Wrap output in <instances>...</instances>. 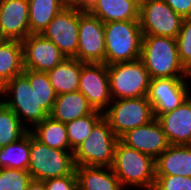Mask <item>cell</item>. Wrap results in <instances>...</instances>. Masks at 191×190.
Here are the masks:
<instances>
[{"label": "cell", "instance_id": "cell-1", "mask_svg": "<svg viewBox=\"0 0 191 190\" xmlns=\"http://www.w3.org/2000/svg\"><path fill=\"white\" fill-rule=\"evenodd\" d=\"M140 59L151 79L191 77L179 59L174 38L143 35Z\"/></svg>", "mask_w": 191, "mask_h": 190}, {"label": "cell", "instance_id": "cell-2", "mask_svg": "<svg viewBox=\"0 0 191 190\" xmlns=\"http://www.w3.org/2000/svg\"><path fill=\"white\" fill-rule=\"evenodd\" d=\"M120 180L121 185L140 186L145 190H153L156 180L155 159L134 148L117 142L114 162L111 167Z\"/></svg>", "mask_w": 191, "mask_h": 190}, {"label": "cell", "instance_id": "cell-3", "mask_svg": "<svg viewBox=\"0 0 191 190\" xmlns=\"http://www.w3.org/2000/svg\"><path fill=\"white\" fill-rule=\"evenodd\" d=\"M104 32L106 65L140 59L143 34L139 20L104 23Z\"/></svg>", "mask_w": 191, "mask_h": 190}, {"label": "cell", "instance_id": "cell-4", "mask_svg": "<svg viewBox=\"0 0 191 190\" xmlns=\"http://www.w3.org/2000/svg\"><path fill=\"white\" fill-rule=\"evenodd\" d=\"M74 151L52 149L30 133V159L27 171L32 180L45 181L75 172Z\"/></svg>", "mask_w": 191, "mask_h": 190}, {"label": "cell", "instance_id": "cell-5", "mask_svg": "<svg viewBox=\"0 0 191 190\" xmlns=\"http://www.w3.org/2000/svg\"><path fill=\"white\" fill-rule=\"evenodd\" d=\"M119 138L102 118L91 134L74 150L75 166L112 167Z\"/></svg>", "mask_w": 191, "mask_h": 190}, {"label": "cell", "instance_id": "cell-6", "mask_svg": "<svg viewBox=\"0 0 191 190\" xmlns=\"http://www.w3.org/2000/svg\"><path fill=\"white\" fill-rule=\"evenodd\" d=\"M113 100L148 95L150 75L141 59L107 65Z\"/></svg>", "mask_w": 191, "mask_h": 190}, {"label": "cell", "instance_id": "cell-7", "mask_svg": "<svg viewBox=\"0 0 191 190\" xmlns=\"http://www.w3.org/2000/svg\"><path fill=\"white\" fill-rule=\"evenodd\" d=\"M112 102L114 104L103 112V118L118 138L155 118L147 96L115 99Z\"/></svg>", "mask_w": 191, "mask_h": 190}, {"label": "cell", "instance_id": "cell-8", "mask_svg": "<svg viewBox=\"0 0 191 190\" xmlns=\"http://www.w3.org/2000/svg\"><path fill=\"white\" fill-rule=\"evenodd\" d=\"M75 59L84 63H105L104 23L80 6L78 48Z\"/></svg>", "mask_w": 191, "mask_h": 190}, {"label": "cell", "instance_id": "cell-9", "mask_svg": "<svg viewBox=\"0 0 191 190\" xmlns=\"http://www.w3.org/2000/svg\"><path fill=\"white\" fill-rule=\"evenodd\" d=\"M183 18L164 0H150L140 6L139 22L143 35L176 39Z\"/></svg>", "mask_w": 191, "mask_h": 190}, {"label": "cell", "instance_id": "cell-10", "mask_svg": "<svg viewBox=\"0 0 191 190\" xmlns=\"http://www.w3.org/2000/svg\"><path fill=\"white\" fill-rule=\"evenodd\" d=\"M13 93L11 100H5L3 103L9 107L22 120L28 119L32 125L41 123L49 114L38 104L37 96L32 90L29 79L22 73L15 76L4 84L2 95Z\"/></svg>", "mask_w": 191, "mask_h": 190}, {"label": "cell", "instance_id": "cell-11", "mask_svg": "<svg viewBox=\"0 0 191 190\" xmlns=\"http://www.w3.org/2000/svg\"><path fill=\"white\" fill-rule=\"evenodd\" d=\"M79 6L64 7L42 35L51 40L67 58H75L78 48Z\"/></svg>", "mask_w": 191, "mask_h": 190}, {"label": "cell", "instance_id": "cell-12", "mask_svg": "<svg viewBox=\"0 0 191 190\" xmlns=\"http://www.w3.org/2000/svg\"><path fill=\"white\" fill-rule=\"evenodd\" d=\"M78 91L84 95L94 110L104 112L113 99L110 93L107 65L85 63L81 67Z\"/></svg>", "mask_w": 191, "mask_h": 190}, {"label": "cell", "instance_id": "cell-13", "mask_svg": "<svg viewBox=\"0 0 191 190\" xmlns=\"http://www.w3.org/2000/svg\"><path fill=\"white\" fill-rule=\"evenodd\" d=\"M184 78H155L150 80L148 101L152 105L154 117L173 111L188 97V86Z\"/></svg>", "mask_w": 191, "mask_h": 190}, {"label": "cell", "instance_id": "cell-14", "mask_svg": "<svg viewBox=\"0 0 191 190\" xmlns=\"http://www.w3.org/2000/svg\"><path fill=\"white\" fill-rule=\"evenodd\" d=\"M24 69L48 72L67 58L42 34H30L22 42Z\"/></svg>", "mask_w": 191, "mask_h": 190}, {"label": "cell", "instance_id": "cell-15", "mask_svg": "<svg viewBox=\"0 0 191 190\" xmlns=\"http://www.w3.org/2000/svg\"><path fill=\"white\" fill-rule=\"evenodd\" d=\"M119 140L126 146L147 154L154 159L170 146L157 118L145 125L127 131Z\"/></svg>", "mask_w": 191, "mask_h": 190}, {"label": "cell", "instance_id": "cell-16", "mask_svg": "<svg viewBox=\"0 0 191 190\" xmlns=\"http://www.w3.org/2000/svg\"><path fill=\"white\" fill-rule=\"evenodd\" d=\"M0 33L20 42L30 35L28 0H0Z\"/></svg>", "mask_w": 191, "mask_h": 190}, {"label": "cell", "instance_id": "cell-17", "mask_svg": "<svg viewBox=\"0 0 191 190\" xmlns=\"http://www.w3.org/2000/svg\"><path fill=\"white\" fill-rule=\"evenodd\" d=\"M157 120L170 145H191V97L173 111L161 114Z\"/></svg>", "mask_w": 191, "mask_h": 190}, {"label": "cell", "instance_id": "cell-18", "mask_svg": "<svg viewBox=\"0 0 191 190\" xmlns=\"http://www.w3.org/2000/svg\"><path fill=\"white\" fill-rule=\"evenodd\" d=\"M85 8L103 23L139 20L140 6L134 0H91Z\"/></svg>", "mask_w": 191, "mask_h": 190}, {"label": "cell", "instance_id": "cell-19", "mask_svg": "<svg viewBox=\"0 0 191 190\" xmlns=\"http://www.w3.org/2000/svg\"><path fill=\"white\" fill-rule=\"evenodd\" d=\"M156 175L191 177V145H170L155 159Z\"/></svg>", "mask_w": 191, "mask_h": 190}, {"label": "cell", "instance_id": "cell-20", "mask_svg": "<svg viewBox=\"0 0 191 190\" xmlns=\"http://www.w3.org/2000/svg\"><path fill=\"white\" fill-rule=\"evenodd\" d=\"M94 109L84 95L77 91L56 95L51 113L54 120L64 124L91 114Z\"/></svg>", "mask_w": 191, "mask_h": 190}, {"label": "cell", "instance_id": "cell-21", "mask_svg": "<svg viewBox=\"0 0 191 190\" xmlns=\"http://www.w3.org/2000/svg\"><path fill=\"white\" fill-rule=\"evenodd\" d=\"M75 172L78 179V190L123 189L111 167L76 166Z\"/></svg>", "mask_w": 191, "mask_h": 190}, {"label": "cell", "instance_id": "cell-22", "mask_svg": "<svg viewBox=\"0 0 191 190\" xmlns=\"http://www.w3.org/2000/svg\"><path fill=\"white\" fill-rule=\"evenodd\" d=\"M84 64L75 58H65L52 70L46 72L56 95L78 90L81 67Z\"/></svg>", "mask_w": 191, "mask_h": 190}, {"label": "cell", "instance_id": "cell-23", "mask_svg": "<svg viewBox=\"0 0 191 190\" xmlns=\"http://www.w3.org/2000/svg\"><path fill=\"white\" fill-rule=\"evenodd\" d=\"M35 131L29 132L40 142L52 149L73 151L69 146L66 125L52 117H46L41 123L35 125Z\"/></svg>", "mask_w": 191, "mask_h": 190}, {"label": "cell", "instance_id": "cell-24", "mask_svg": "<svg viewBox=\"0 0 191 190\" xmlns=\"http://www.w3.org/2000/svg\"><path fill=\"white\" fill-rule=\"evenodd\" d=\"M30 34H42L53 18L67 5L63 0H28Z\"/></svg>", "mask_w": 191, "mask_h": 190}, {"label": "cell", "instance_id": "cell-25", "mask_svg": "<svg viewBox=\"0 0 191 190\" xmlns=\"http://www.w3.org/2000/svg\"><path fill=\"white\" fill-rule=\"evenodd\" d=\"M24 72L22 43L4 40L0 44V81L5 84Z\"/></svg>", "mask_w": 191, "mask_h": 190}, {"label": "cell", "instance_id": "cell-26", "mask_svg": "<svg viewBox=\"0 0 191 190\" xmlns=\"http://www.w3.org/2000/svg\"><path fill=\"white\" fill-rule=\"evenodd\" d=\"M30 159V132L19 141L0 148V168L28 169Z\"/></svg>", "mask_w": 191, "mask_h": 190}, {"label": "cell", "instance_id": "cell-27", "mask_svg": "<svg viewBox=\"0 0 191 190\" xmlns=\"http://www.w3.org/2000/svg\"><path fill=\"white\" fill-rule=\"evenodd\" d=\"M4 103L0 106V148L19 141L30 129Z\"/></svg>", "mask_w": 191, "mask_h": 190}, {"label": "cell", "instance_id": "cell-28", "mask_svg": "<svg viewBox=\"0 0 191 190\" xmlns=\"http://www.w3.org/2000/svg\"><path fill=\"white\" fill-rule=\"evenodd\" d=\"M23 74L29 79L30 86L37 96L39 106L50 114L56 100V93L50 84L47 73L24 69Z\"/></svg>", "mask_w": 191, "mask_h": 190}, {"label": "cell", "instance_id": "cell-29", "mask_svg": "<svg viewBox=\"0 0 191 190\" xmlns=\"http://www.w3.org/2000/svg\"><path fill=\"white\" fill-rule=\"evenodd\" d=\"M103 118V112L94 110L91 114L66 123L70 148L74 151L91 134L94 126Z\"/></svg>", "mask_w": 191, "mask_h": 190}, {"label": "cell", "instance_id": "cell-30", "mask_svg": "<svg viewBox=\"0 0 191 190\" xmlns=\"http://www.w3.org/2000/svg\"><path fill=\"white\" fill-rule=\"evenodd\" d=\"M31 181L26 170L0 168V190H27Z\"/></svg>", "mask_w": 191, "mask_h": 190}, {"label": "cell", "instance_id": "cell-31", "mask_svg": "<svg viewBox=\"0 0 191 190\" xmlns=\"http://www.w3.org/2000/svg\"><path fill=\"white\" fill-rule=\"evenodd\" d=\"M176 42L179 59L184 68L191 74V18L183 19Z\"/></svg>", "mask_w": 191, "mask_h": 190}, {"label": "cell", "instance_id": "cell-32", "mask_svg": "<svg viewBox=\"0 0 191 190\" xmlns=\"http://www.w3.org/2000/svg\"><path fill=\"white\" fill-rule=\"evenodd\" d=\"M153 190H191V177L156 175Z\"/></svg>", "mask_w": 191, "mask_h": 190}, {"label": "cell", "instance_id": "cell-33", "mask_svg": "<svg viewBox=\"0 0 191 190\" xmlns=\"http://www.w3.org/2000/svg\"><path fill=\"white\" fill-rule=\"evenodd\" d=\"M43 182L46 190H78V179L76 172L63 177L51 178Z\"/></svg>", "mask_w": 191, "mask_h": 190}, {"label": "cell", "instance_id": "cell-34", "mask_svg": "<svg viewBox=\"0 0 191 190\" xmlns=\"http://www.w3.org/2000/svg\"><path fill=\"white\" fill-rule=\"evenodd\" d=\"M183 19L191 18V0H164Z\"/></svg>", "mask_w": 191, "mask_h": 190}, {"label": "cell", "instance_id": "cell-35", "mask_svg": "<svg viewBox=\"0 0 191 190\" xmlns=\"http://www.w3.org/2000/svg\"><path fill=\"white\" fill-rule=\"evenodd\" d=\"M63 2L68 6H80L85 8L91 0H63Z\"/></svg>", "mask_w": 191, "mask_h": 190}, {"label": "cell", "instance_id": "cell-36", "mask_svg": "<svg viewBox=\"0 0 191 190\" xmlns=\"http://www.w3.org/2000/svg\"><path fill=\"white\" fill-rule=\"evenodd\" d=\"M27 190H46V188L43 181L32 180L29 183Z\"/></svg>", "mask_w": 191, "mask_h": 190}, {"label": "cell", "instance_id": "cell-37", "mask_svg": "<svg viewBox=\"0 0 191 190\" xmlns=\"http://www.w3.org/2000/svg\"><path fill=\"white\" fill-rule=\"evenodd\" d=\"M139 6H141L142 4L150 1V0H134Z\"/></svg>", "mask_w": 191, "mask_h": 190}, {"label": "cell", "instance_id": "cell-38", "mask_svg": "<svg viewBox=\"0 0 191 190\" xmlns=\"http://www.w3.org/2000/svg\"><path fill=\"white\" fill-rule=\"evenodd\" d=\"M3 87H4V84L0 81V93H2Z\"/></svg>", "mask_w": 191, "mask_h": 190}, {"label": "cell", "instance_id": "cell-39", "mask_svg": "<svg viewBox=\"0 0 191 190\" xmlns=\"http://www.w3.org/2000/svg\"><path fill=\"white\" fill-rule=\"evenodd\" d=\"M5 39L2 37L1 33H0V44L4 41Z\"/></svg>", "mask_w": 191, "mask_h": 190}]
</instances>
